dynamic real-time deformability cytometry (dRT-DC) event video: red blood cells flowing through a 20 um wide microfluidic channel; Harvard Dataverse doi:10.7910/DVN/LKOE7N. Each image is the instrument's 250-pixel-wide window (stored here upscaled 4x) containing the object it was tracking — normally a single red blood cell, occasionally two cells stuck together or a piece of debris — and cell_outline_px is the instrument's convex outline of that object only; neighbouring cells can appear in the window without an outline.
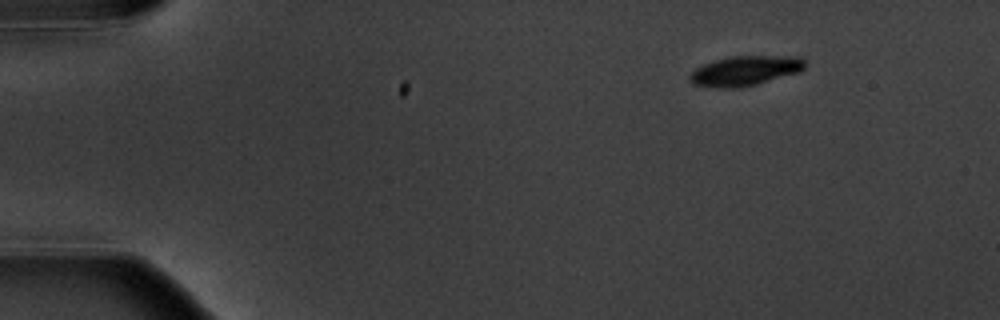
{"species": "common noctule bat (a hibernating species)", "species_latin": "Nyctalus noctula", "temperature_condition": "warm", "stored_images_in_passage": 5, "camera_frame_rate_fps": 3000, "um_per_image_px": 0.085, "animal": {"sex": "male", "body_mass_g": 20.1, "forearm_length_mm": 53.5}, "frame": {"image": 1, "passage_image": 1, "time_ms": 0.0, "image_size_px": [1000, 320], "cell_outline_px": [[804, 68], [800, 72], [756, 84], [736, 88], [716, 88], [696, 84], [688, 80], [688, 76], [696, 68], [704, 64], [716, 60], [732, 56], [800, 56], [804, 60]], "centroid_in_image_um": [63.34, 6.01], "position_along_channel_um": 21.7, "area_um2": 19.88}}